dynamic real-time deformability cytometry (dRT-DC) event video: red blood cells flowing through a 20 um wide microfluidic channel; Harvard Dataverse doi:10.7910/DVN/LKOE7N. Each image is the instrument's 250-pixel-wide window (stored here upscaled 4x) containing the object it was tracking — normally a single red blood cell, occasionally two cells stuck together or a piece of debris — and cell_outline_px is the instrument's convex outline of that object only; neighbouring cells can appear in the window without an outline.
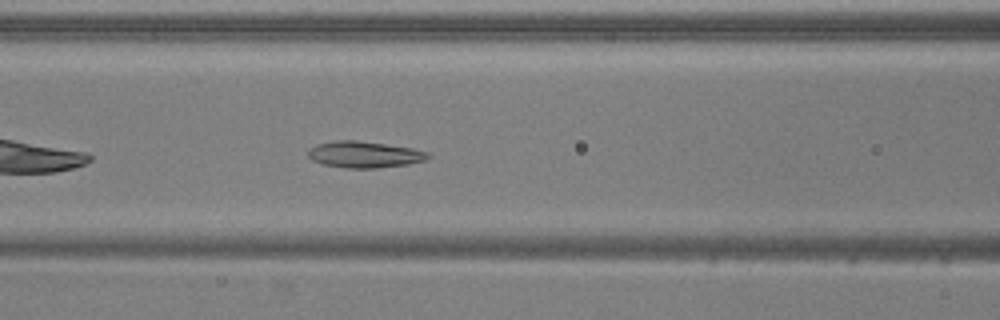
{"species": "common noctule bat (a hibernating species)", "species_latin": "Nyctalus noctula", "temperature_condition": "warm", "stored_images_in_passage": 34, "camera_frame_rate_fps": 3000, "um_per_image_px": 0.085, "animal": {"sex": "male", "body_mass_g": 20.5, "forearm_length_mm": 52.5}, "frame": {"image": 1, "passage_image": 9, "time_ms": 2.667, "image_size_px": [1000, 320], "cell_outline_px": [[432, 156], [424, 160], [408, 164], [376, 168], [344, 168], [324, 164], [312, 160], [308, 156], [308, 148], [316, 144], [332, 140], [356, 140], [412, 148], [428, 152]], "centroid_in_image_um": [30.94, 13.13], "position_along_channel_um": 135.7, "area_um2": 18.5}}
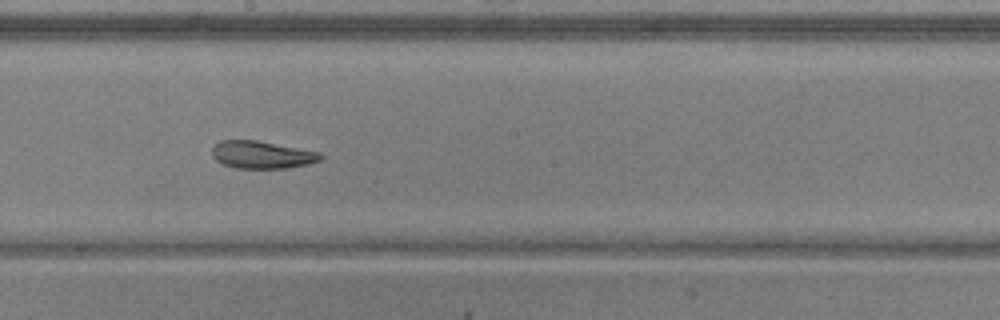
{"frame": {"image": 2, "passage_image": 16, "time_ms": 5.0, "image_size_px": [1000, 320], "cell_outline_px": [[324, 156], [320, 160], [308, 164], [288, 168], [236, 168], [224, 164], [216, 160], [212, 156], [212, 148], [220, 140], [256, 140], [320, 152]], "centroid_in_image_um": [22.27, 13.15], "position_along_channel_um": 225.9, "area_um2": 17.34}}
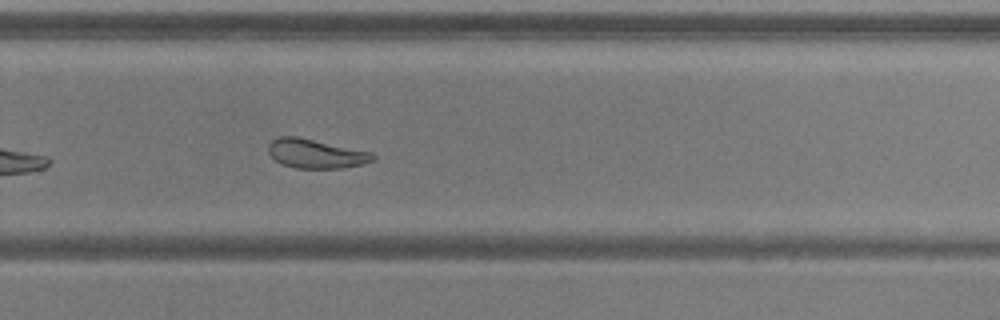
{"frame": {"image": 3, "passage_image": 22, "time_ms": 7.0, "image_size_px": [1000, 320], "cell_outline_px": [[376, 160], [360, 164], [340, 168], [296, 168], [280, 164], [268, 152], [268, 144], [272, 140], [280, 136], [296, 136], [372, 152], [376, 156]], "centroid_in_image_um": [26.83, 13.06], "position_along_channel_um": 303.0, "area_um2": 17.69}, "authors_computed_cell_mechanics": {"area_um2": 18.5249, "velocity_mm_per_s": 3.8767, "shape_relaxation_time_tau1_ms": 8.1087, "shape_relaxation_time_tau2_ms": 2.245, "deformation_change_tau1": 0.1564, "deformation_change_tau2": 0.0994}}